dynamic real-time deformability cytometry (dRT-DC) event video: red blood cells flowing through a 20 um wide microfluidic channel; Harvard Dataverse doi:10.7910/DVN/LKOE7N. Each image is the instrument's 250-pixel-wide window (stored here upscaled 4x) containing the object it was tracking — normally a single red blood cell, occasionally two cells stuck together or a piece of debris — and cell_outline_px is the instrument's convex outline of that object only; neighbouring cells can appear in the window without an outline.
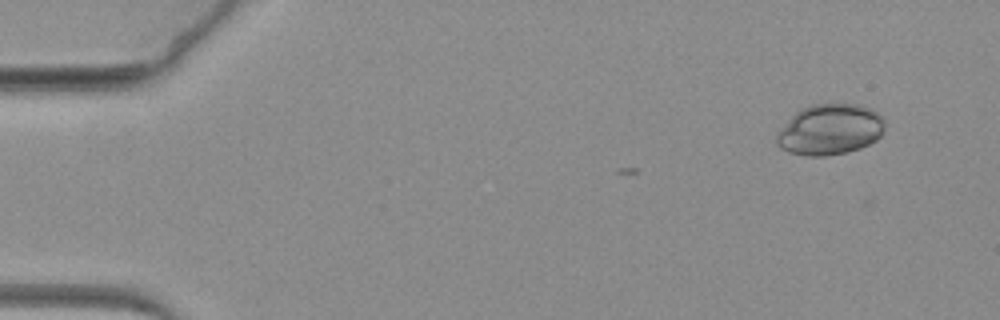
{"species": "common noctule bat (a hibernating species)", "species_latin": "Nyctalus noctula", "temperature_condition": "warm", "stored_images_in_passage": 4, "camera_frame_rate_fps": 3000, "um_per_image_px": 0.085, "animal": {"sex": "female", "body_mass_g": 19.3, "forearm_length_mm": 54.1}, "frame": {"image": 1, "passage_image": 1, "time_ms": 0.0, "image_size_px": [1000, 320], "cell_outline_px": [[884, 132], [876, 140], [860, 148], [848, 152], [824, 156], [808, 156], [788, 152], [780, 148], [776, 144], [776, 132], [800, 108], [812, 104], [860, 104], [872, 108], [884, 116]], "centroid_in_image_um": [70.55, 11.0], "position_along_channel_um": 14.4, "area_um2": 32.43}}